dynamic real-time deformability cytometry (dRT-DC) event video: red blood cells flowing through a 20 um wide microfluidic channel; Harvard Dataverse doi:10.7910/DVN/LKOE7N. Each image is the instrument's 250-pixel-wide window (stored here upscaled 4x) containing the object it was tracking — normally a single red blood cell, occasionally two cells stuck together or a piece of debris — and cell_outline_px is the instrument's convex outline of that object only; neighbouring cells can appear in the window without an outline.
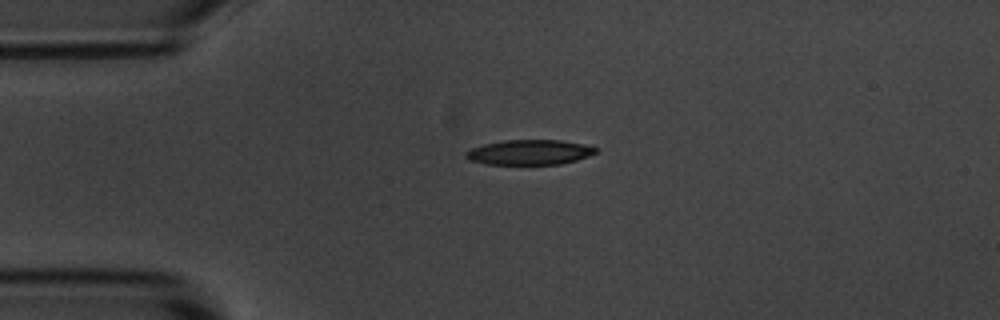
{"species": "common noctule bat (a hibernating species)", "species_latin": "Nyctalus noctula", "temperature_condition": "room temperature", "stored_images_in_passage": 1, "camera_frame_rate_fps": 3000, "um_per_image_px": 0.085, "animal": {"sex": "male", "body_mass_g": 20.1, "forearm_length_mm": 53.5}, "frame": {"image": 1, "passage_image": 1, "time_ms": 0.0, "image_size_px": [1000, 320], "cell_outline_px": [[596, 152], [588, 156], [576, 160], [560, 164], [484, 164], [468, 160], [464, 156], [464, 152], [472, 148], [484, 144], [504, 140], [560, 140], [584, 144], [596, 148]], "centroid_in_image_um": [44.95, 12.94], "position_along_channel_um": 40.0, "area_um2": 18.9}}